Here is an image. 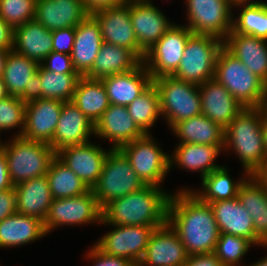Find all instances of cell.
Here are the masks:
<instances>
[{"label":"cell","mask_w":267,"mask_h":266,"mask_svg":"<svg viewBox=\"0 0 267 266\" xmlns=\"http://www.w3.org/2000/svg\"><path fill=\"white\" fill-rule=\"evenodd\" d=\"M176 191L169 200L167 222L177 232L189 256L213 253L220 231L212 207L191 190Z\"/></svg>","instance_id":"6da1fadb"},{"label":"cell","mask_w":267,"mask_h":266,"mask_svg":"<svg viewBox=\"0 0 267 266\" xmlns=\"http://www.w3.org/2000/svg\"><path fill=\"white\" fill-rule=\"evenodd\" d=\"M262 134L264 140V146L266 149V156H267V118L263 115V123H262Z\"/></svg>","instance_id":"9f6ffc18"},{"label":"cell","mask_w":267,"mask_h":266,"mask_svg":"<svg viewBox=\"0 0 267 266\" xmlns=\"http://www.w3.org/2000/svg\"><path fill=\"white\" fill-rule=\"evenodd\" d=\"M10 50L0 49V79H2L3 72L5 69L6 60Z\"/></svg>","instance_id":"11a10c76"},{"label":"cell","mask_w":267,"mask_h":266,"mask_svg":"<svg viewBox=\"0 0 267 266\" xmlns=\"http://www.w3.org/2000/svg\"><path fill=\"white\" fill-rule=\"evenodd\" d=\"M17 212L15 189L0 192V221Z\"/></svg>","instance_id":"7dc6e473"},{"label":"cell","mask_w":267,"mask_h":266,"mask_svg":"<svg viewBox=\"0 0 267 266\" xmlns=\"http://www.w3.org/2000/svg\"><path fill=\"white\" fill-rule=\"evenodd\" d=\"M171 194L162 187L146 185L106 204L102 220L109 225L161 227L167 223Z\"/></svg>","instance_id":"7a4b0ae2"},{"label":"cell","mask_w":267,"mask_h":266,"mask_svg":"<svg viewBox=\"0 0 267 266\" xmlns=\"http://www.w3.org/2000/svg\"><path fill=\"white\" fill-rule=\"evenodd\" d=\"M95 125L108 109L110 101L101 80L81 77L71 100Z\"/></svg>","instance_id":"836d02e7"},{"label":"cell","mask_w":267,"mask_h":266,"mask_svg":"<svg viewBox=\"0 0 267 266\" xmlns=\"http://www.w3.org/2000/svg\"><path fill=\"white\" fill-rule=\"evenodd\" d=\"M126 107L138 128L144 134H151L150 128L161 118L159 93L154 83Z\"/></svg>","instance_id":"f35d334b"},{"label":"cell","mask_w":267,"mask_h":266,"mask_svg":"<svg viewBox=\"0 0 267 266\" xmlns=\"http://www.w3.org/2000/svg\"><path fill=\"white\" fill-rule=\"evenodd\" d=\"M127 1L128 0H83L85 7L90 14L95 10L111 6H118L126 3Z\"/></svg>","instance_id":"f5cc1de1"},{"label":"cell","mask_w":267,"mask_h":266,"mask_svg":"<svg viewBox=\"0 0 267 266\" xmlns=\"http://www.w3.org/2000/svg\"><path fill=\"white\" fill-rule=\"evenodd\" d=\"M85 257L89 261L93 260V266H135L125 258L111 256L101 252L95 245L89 247Z\"/></svg>","instance_id":"bcb514c9"},{"label":"cell","mask_w":267,"mask_h":266,"mask_svg":"<svg viewBox=\"0 0 267 266\" xmlns=\"http://www.w3.org/2000/svg\"><path fill=\"white\" fill-rule=\"evenodd\" d=\"M102 220V208L99 206L92 189L88 192L63 199H53L44 227L47 234L60 227L75 225H99Z\"/></svg>","instance_id":"7c38bea8"},{"label":"cell","mask_w":267,"mask_h":266,"mask_svg":"<svg viewBox=\"0 0 267 266\" xmlns=\"http://www.w3.org/2000/svg\"><path fill=\"white\" fill-rule=\"evenodd\" d=\"M63 101L40 98L26 103L25 126L22 137L49 144L62 111Z\"/></svg>","instance_id":"ac0fdd59"},{"label":"cell","mask_w":267,"mask_h":266,"mask_svg":"<svg viewBox=\"0 0 267 266\" xmlns=\"http://www.w3.org/2000/svg\"><path fill=\"white\" fill-rule=\"evenodd\" d=\"M39 66V62L10 50L2 76L8 95L20 97Z\"/></svg>","instance_id":"8d00e7d4"},{"label":"cell","mask_w":267,"mask_h":266,"mask_svg":"<svg viewBox=\"0 0 267 266\" xmlns=\"http://www.w3.org/2000/svg\"><path fill=\"white\" fill-rule=\"evenodd\" d=\"M260 108L263 112V115L267 118V95L265 96Z\"/></svg>","instance_id":"91938a15"},{"label":"cell","mask_w":267,"mask_h":266,"mask_svg":"<svg viewBox=\"0 0 267 266\" xmlns=\"http://www.w3.org/2000/svg\"><path fill=\"white\" fill-rule=\"evenodd\" d=\"M111 148L104 149L92 141L82 145L68 146L58 152L56 157L70 168L89 188L98 182L107 155Z\"/></svg>","instance_id":"9a60e30c"},{"label":"cell","mask_w":267,"mask_h":266,"mask_svg":"<svg viewBox=\"0 0 267 266\" xmlns=\"http://www.w3.org/2000/svg\"><path fill=\"white\" fill-rule=\"evenodd\" d=\"M13 50L41 63L52 51V31L35 19L14 28Z\"/></svg>","instance_id":"f1b7e54d"},{"label":"cell","mask_w":267,"mask_h":266,"mask_svg":"<svg viewBox=\"0 0 267 266\" xmlns=\"http://www.w3.org/2000/svg\"><path fill=\"white\" fill-rule=\"evenodd\" d=\"M201 111L214 123L225 129L244 107L215 79L199 85Z\"/></svg>","instance_id":"44dd1931"},{"label":"cell","mask_w":267,"mask_h":266,"mask_svg":"<svg viewBox=\"0 0 267 266\" xmlns=\"http://www.w3.org/2000/svg\"><path fill=\"white\" fill-rule=\"evenodd\" d=\"M144 186L125 155L119 149H111L92 191L103 208L110 201L139 191Z\"/></svg>","instance_id":"ba28073f"},{"label":"cell","mask_w":267,"mask_h":266,"mask_svg":"<svg viewBox=\"0 0 267 266\" xmlns=\"http://www.w3.org/2000/svg\"><path fill=\"white\" fill-rule=\"evenodd\" d=\"M242 178L234 180L231 178L227 166L213 170L210 174L204 176L201 180V191L183 187L179 190H191L202 202L211 203L236 198L240 185L245 181L249 174L242 172Z\"/></svg>","instance_id":"d6a6232c"},{"label":"cell","mask_w":267,"mask_h":266,"mask_svg":"<svg viewBox=\"0 0 267 266\" xmlns=\"http://www.w3.org/2000/svg\"><path fill=\"white\" fill-rule=\"evenodd\" d=\"M41 81V98L71 101L81 76L79 74L55 73L38 67Z\"/></svg>","instance_id":"ab89813d"},{"label":"cell","mask_w":267,"mask_h":266,"mask_svg":"<svg viewBox=\"0 0 267 266\" xmlns=\"http://www.w3.org/2000/svg\"><path fill=\"white\" fill-rule=\"evenodd\" d=\"M224 151V145L177 144L170 154V169L173 166L188 172H199L201 179L213 170L223 167L216 158Z\"/></svg>","instance_id":"4316f807"},{"label":"cell","mask_w":267,"mask_h":266,"mask_svg":"<svg viewBox=\"0 0 267 266\" xmlns=\"http://www.w3.org/2000/svg\"><path fill=\"white\" fill-rule=\"evenodd\" d=\"M250 266H267V255Z\"/></svg>","instance_id":"680465c9"},{"label":"cell","mask_w":267,"mask_h":266,"mask_svg":"<svg viewBox=\"0 0 267 266\" xmlns=\"http://www.w3.org/2000/svg\"><path fill=\"white\" fill-rule=\"evenodd\" d=\"M40 65L51 72L55 73H67V74H78L76 73L71 56L64 53L52 51Z\"/></svg>","instance_id":"ee69618b"},{"label":"cell","mask_w":267,"mask_h":266,"mask_svg":"<svg viewBox=\"0 0 267 266\" xmlns=\"http://www.w3.org/2000/svg\"><path fill=\"white\" fill-rule=\"evenodd\" d=\"M188 257L177 232L167 222L153 231L137 266H184Z\"/></svg>","instance_id":"e0dca14e"},{"label":"cell","mask_w":267,"mask_h":266,"mask_svg":"<svg viewBox=\"0 0 267 266\" xmlns=\"http://www.w3.org/2000/svg\"><path fill=\"white\" fill-rule=\"evenodd\" d=\"M214 79L222 84L244 108L260 107L267 94V84L224 46L216 59Z\"/></svg>","instance_id":"277c9868"},{"label":"cell","mask_w":267,"mask_h":266,"mask_svg":"<svg viewBox=\"0 0 267 266\" xmlns=\"http://www.w3.org/2000/svg\"><path fill=\"white\" fill-rule=\"evenodd\" d=\"M151 134L119 148L145 185L161 187L170 169V153L163 151Z\"/></svg>","instance_id":"9c48e42d"},{"label":"cell","mask_w":267,"mask_h":266,"mask_svg":"<svg viewBox=\"0 0 267 266\" xmlns=\"http://www.w3.org/2000/svg\"><path fill=\"white\" fill-rule=\"evenodd\" d=\"M102 225L113 229L98 239L94 245L103 253L129 260L135 266L144 255L149 238L158 227L109 225L101 220Z\"/></svg>","instance_id":"4fadbf2b"},{"label":"cell","mask_w":267,"mask_h":266,"mask_svg":"<svg viewBox=\"0 0 267 266\" xmlns=\"http://www.w3.org/2000/svg\"><path fill=\"white\" fill-rule=\"evenodd\" d=\"M44 221L14 213L0 221V248L24 246L47 236Z\"/></svg>","instance_id":"f546056e"},{"label":"cell","mask_w":267,"mask_h":266,"mask_svg":"<svg viewBox=\"0 0 267 266\" xmlns=\"http://www.w3.org/2000/svg\"><path fill=\"white\" fill-rule=\"evenodd\" d=\"M103 43L100 25L90 14L75 27V39L71 53L73 67L81 77L92 69Z\"/></svg>","instance_id":"d4e9b609"},{"label":"cell","mask_w":267,"mask_h":266,"mask_svg":"<svg viewBox=\"0 0 267 266\" xmlns=\"http://www.w3.org/2000/svg\"><path fill=\"white\" fill-rule=\"evenodd\" d=\"M14 189L17 213L44 221L53 201L46 175L21 182Z\"/></svg>","instance_id":"83f0119b"},{"label":"cell","mask_w":267,"mask_h":266,"mask_svg":"<svg viewBox=\"0 0 267 266\" xmlns=\"http://www.w3.org/2000/svg\"><path fill=\"white\" fill-rule=\"evenodd\" d=\"M75 39V28L67 27L52 31L53 51L71 55Z\"/></svg>","instance_id":"f6af8a7d"},{"label":"cell","mask_w":267,"mask_h":266,"mask_svg":"<svg viewBox=\"0 0 267 266\" xmlns=\"http://www.w3.org/2000/svg\"><path fill=\"white\" fill-rule=\"evenodd\" d=\"M46 177L53 199L80 196L90 189L56 156L50 162Z\"/></svg>","instance_id":"74e56055"},{"label":"cell","mask_w":267,"mask_h":266,"mask_svg":"<svg viewBox=\"0 0 267 266\" xmlns=\"http://www.w3.org/2000/svg\"><path fill=\"white\" fill-rule=\"evenodd\" d=\"M106 89L110 104L127 106L152 83V77L141 62L136 68L100 79Z\"/></svg>","instance_id":"cb8c5ba5"},{"label":"cell","mask_w":267,"mask_h":266,"mask_svg":"<svg viewBox=\"0 0 267 266\" xmlns=\"http://www.w3.org/2000/svg\"><path fill=\"white\" fill-rule=\"evenodd\" d=\"M184 266H223L214 253L190 255Z\"/></svg>","instance_id":"681fc988"},{"label":"cell","mask_w":267,"mask_h":266,"mask_svg":"<svg viewBox=\"0 0 267 266\" xmlns=\"http://www.w3.org/2000/svg\"><path fill=\"white\" fill-rule=\"evenodd\" d=\"M169 129L179 138L178 144L224 145V129L203 114L177 122Z\"/></svg>","instance_id":"1f68e13d"},{"label":"cell","mask_w":267,"mask_h":266,"mask_svg":"<svg viewBox=\"0 0 267 266\" xmlns=\"http://www.w3.org/2000/svg\"><path fill=\"white\" fill-rule=\"evenodd\" d=\"M88 15L83 0H37L34 19L53 31L75 28Z\"/></svg>","instance_id":"603a6c76"},{"label":"cell","mask_w":267,"mask_h":266,"mask_svg":"<svg viewBox=\"0 0 267 266\" xmlns=\"http://www.w3.org/2000/svg\"><path fill=\"white\" fill-rule=\"evenodd\" d=\"M153 83L159 93L160 114L168 127L202 114L198 85L173 76L153 79Z\"/></svg>","instance_id":"8992f818"},{"label":"cell","mask_w":267,"mask_h":266,"mask_svg":"<svg viewBox=\"0 0 267 266\" xmlns=\"http://www.w3.org/2000/svg\"><path fill=\"white\" fill-rule=\"evenodd\" d=\"M193 33L186 25L174 23L171 28L145 52L142 60L153 79L172 76L179 67L188 38Z\"/></svg>","instance_id":"8fae6325"},{"label":"cell","mask_w":267,"mask_h":266,"mask_svg":"<svg viewBox=\"0 0 267 266\" xmlns=\"http://www.w3.org/2000/svg\"><path fill=\"white\" fill-rule=\"evenodd\" d=\"M94 136V124L71 101L63 102L62 111L54 131V152L75 145L89 143Z\"/></svg>","instance_id":"ffe728a7"},{"label":"cell","mask_w":267,"mask_h":266,"mask_svg":"<svg viewBox=\"0 0 267 266\" xmlns=\"http://www.w3.org/2000/svg\"><path fill=\"white\" fill-rule=\"evenodd\" d=\"M8 96V93L5 88V84L2 79H0V100L6 98Z\"/></svg>","instance_id":"6f0895ef"},{"label":"cell","mask_w":267,"mask_h":266,"mask_svg":"<svg viewBox=\"0 0 267 266\" xmlns=\"http://www.w3.org/2000/svg\"><path fill=\"white\" fill-rule=\"evenodd\" d=\"M91 15L100 25L103 42L132 50L143 60L145 52L138 45L130 19L128 2L95 10Z\"/></svg>","instance_id":"5bb4252c"},{"label":"cell","mask_w":267,"mask_h":266,"mask_svg":"<svg viewBox=\"0 0 267 266\" xmlns=\"http://www.w3.org/2000/svg\"><path fill=\"white\" fill-rule=\"evenodd\" d=\"M253 246L255 245L250 240L243 237L220 233L213 253L223 266H240L239 264Z\"/></svg>","instance_id":"60d3db41"},{"label":"cell","mask_w":267,"mask_h":266,"mask_svg":"<svg viewBox=\"0 0 267 266\" xmlns=\"http://www.w3.org/2000/svg\"><path fill=\"white\" fill-rule=\"evenodd\" d=\"M14 29L0 18V49L13 50Z\"/></svg>","instance_id":"f907efd6"},{"label":"cell","mask_w":267,"mask_h":266,"mask_svg":"<svg viewBox=\"0 0 267 266\" xmlns=\"http://www.w3.org/2000/svg\"><path fill=\"white\" fill-rule=\"evenodd\" d=\"M2 141L0 140V148L4 151L8 173L14 186L31 178L46 175L50 162L56 156L49 144L22 136Z\"/></svg>","instance_id":"5b68a950"},{"label":"cell","mask_w":267,"mask_h":266,"mask_svg":"<svg viewBox=\"0 0 267 266\" xmlns=\"http://www.w3.org/2000/svg\"><path fill=\"white\" fill-rule=\"evenodd\" d=\"M25 107L26 103L19 97L8 95L0 100V133L16 128L19 130L13 137L22 135L25 126Z\"/></svg>","instance_id":"b9f144b4"},{"label":"cell","mask_w":267,"mask_h":266,"mask_svg":"<svg viewBox=\"0 0 267 266\" xmlns=\"http://www.w3.org/2000/svg\"><path fill=\"white\" fill-rule=\"evenodd\" d=\"M262 123L260 107H245L224 129V152L233 150L249 175L267 163Z\"/></svg>","instance_id":"3957f363"},{"label":"cell","mask_w":267,"mask_h":266,"mask_svg":"<svg viewBox=\"0 0 267 266\" xmlns=\"http://www.w3.org/2000/svg\"><path fill=\"white\" fill-rule=\"evenodd\" d=\"M233 7L240 11L232 18V31L267 40V2L234 1Z\"/></svg>","instance_id":"d590c367"},{"label":"cell","mask_w":267,"mask_h":266,"mask_svg":"<svg viewBox=\"0 0 267 266\" xmlns=\"http://www.w3.org/2000/svg\"><path fill=\"white\" fill-rule=\"evenodd\" d=\"M252 176L261 185L264 192L267 194V163L258 168Z\"/></svg>","instance_id":"db71d44e"},{"label":"cell","mask_w":267,"mask_h":266,"mask_svg":"<svg viewBox=\"0 0 267 266\" xmlns=\"http://www.w3.org/2000/svg\"><path fill=\"white\" fill-rule=\"evenodd\" d=\"M223 41L211 35L192 34L173 77L195 85L214 79L215 64Z\"/></svg>","instance_id":"52a82bcc"},{"label":"cell","mask_w":267,"mask_h":266,"mask_svg":"<svg viewBox=\"0 0 267 266\" xmlns=\"http://www.w3.org/2000/svg\"><path fill=\"white\" fill-rule=\"evenodd\" d=\"M223 46L267 84V40L229 32Z\"/></svg>","instance_id":"484cf974"},{"label":"cell","mask_w":267,"mask_h":266,"mask_svg":"<svg viewBox=\"0 0 267 266\" xmlns=\"http://www.w3.org/2000/svg\"><path fill=\"white\" fill-rule=\"evenodd\" d=\"M14 188L13 183L11 182L8 166L4 151L0 148V192Z\"/></svg>","instance_id":"816d5d0a"},{"label":"cell","mask_w":267,"mask_h":266,"mask_svg":"<svg viewBox=\"0 0 267 266\" xmlns=\"http://www.w3.org/2000/svg\"><path fill=\"white\" fill-rule=\"evenodd\" d=\"M37 0H0V18L13 29L35 18Z\"/></svg>","instance_id":"7bdbcfd3"},{"label":"cell","mask_w":267,"mask_h":266,"mask_svg":"<svg viewBox=\"0 0 267 266\" xmlns=\"http://www.w3.org/2000/svg\"><path fill=\"white\" fill-rule=\"evenodd\" d=\"M185 1L188 22L184 25L193 34L211 35L224 41L232 30L234 0Z\"/></svg>","instance_id":"30bf717a"},{"label":"cell","mask_w":267,"mask_h":266,"mask_svg":"<svg viewBox=\"0 0 267 266\" xmlns=\"http://www.w3.org/2000/svg\"><path fill=\"white\" fill-rule=\"evenodd\" d=\"M141 62L142 60L132 50L103 42L92 69L85 77L100 80L107 76L128 72Z\"/></svg>","instance_id":"4dcf8cb0"},{"label":"cell","mask_w":267,"mask_h":266,"mask_svg":"<svg viewBox=\"0 0 267 266\" xmlns=\"http://www.w3.org/2000/svg\"><path fill=\"white\" fill-rule=\"evenodd\" d=\"M237 198L252 217L256 235L267 245V194L252 175L240 185Z\"/></svg>","instance_id":"e575fe53"},{"label":"cell","mask_w":267,"mask_h":266,"mask_svg":"<svg viewBox=\"0 0 267 266\" xmlns=\"http://www.w3.org/2000/svg\"><path fill=\"white\" fill-rule=\"evenodd\" d=\"M130 19L139 47L146 52L173 25L152 0H128Z\"/></svg>","instance_id":"2e32d148"},{"label":"cell","mask_w":267,"mask_h":266,"mask_svg":"<svg viewBox=\"0 0 267 266\" xmlns=\"http://www.w3.org/2000/svg\"><path fill=\"white\" fill-rule=\"evenodd\" d=\"M144 135L125 106L110 104L94 125V136L111 142V149H119Z\"/></svg>","instance_id":"d6986e66"},{"label":"cell","mask_w":267,"mask_h":266,"mask_svg":"<svg viewBox=\"0 0 267 266\" xmlns=\"http://www.w3.org/2000/svg\"><path fill=\"white\" fill-rule=\"evenodd\" d=\"M41 84L39 71H37V73L31 77L29 88H25L23 94L19 98L25 103L40 99Z\"/></svg>","instance_id":"c3c4849f"},{"label":"cell","mask_w":267,"mask_h":266,"mask_svg":"<svg viewBox=\"0 0 267 266\" xmlns=\"http://www.w3.org/2000/svg\"><path fill=\"white\" fill-rule=\"evenodd\" d=\"M220 233L232 234L250 240L255 246L266 244L256 235L252 217L238 198L209 203Z\"/></svg>","instance_id":"7402d4cb"}]
</instances>
